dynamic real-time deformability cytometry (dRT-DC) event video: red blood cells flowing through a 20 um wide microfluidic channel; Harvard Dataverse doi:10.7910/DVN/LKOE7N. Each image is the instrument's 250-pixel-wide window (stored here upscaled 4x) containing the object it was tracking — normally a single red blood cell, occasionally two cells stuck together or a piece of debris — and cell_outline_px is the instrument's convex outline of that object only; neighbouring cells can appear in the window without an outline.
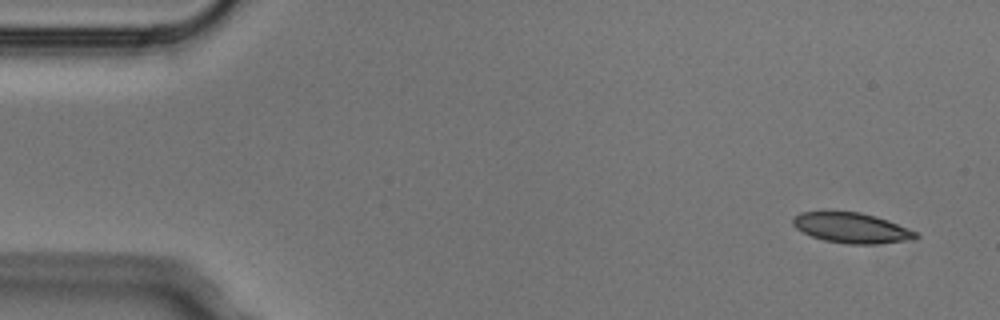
{"species": "Egyptian fruit bat (a non-hibernating species)", "species_latin": "Rousettus aegyptiacus", "temperature_condition": "cold", "stored_images_in_passage": 5, "camera_frame_rate_fps": 3000, "um_per_image_px": 0.085, "animal": {"sex": "male"}, "frame": {"image": 1, "passage_image": 1, "time_ms": 0.0, "image_size_px": [1000, 320], "cell_outline_px": [[920, 236], [904, 240], [876, 244], [848, 244], [824, 240], [812, 236], [796, 228], [792, 224], [792, 220], [800, 212], [824, 208], [860, 212], [876, 216], [888, 220], [916, 232]], "centroid_in_image_um": [72.28, 19.31], "position_along_channel_um": 12.7, "area_um2": 22.14}}